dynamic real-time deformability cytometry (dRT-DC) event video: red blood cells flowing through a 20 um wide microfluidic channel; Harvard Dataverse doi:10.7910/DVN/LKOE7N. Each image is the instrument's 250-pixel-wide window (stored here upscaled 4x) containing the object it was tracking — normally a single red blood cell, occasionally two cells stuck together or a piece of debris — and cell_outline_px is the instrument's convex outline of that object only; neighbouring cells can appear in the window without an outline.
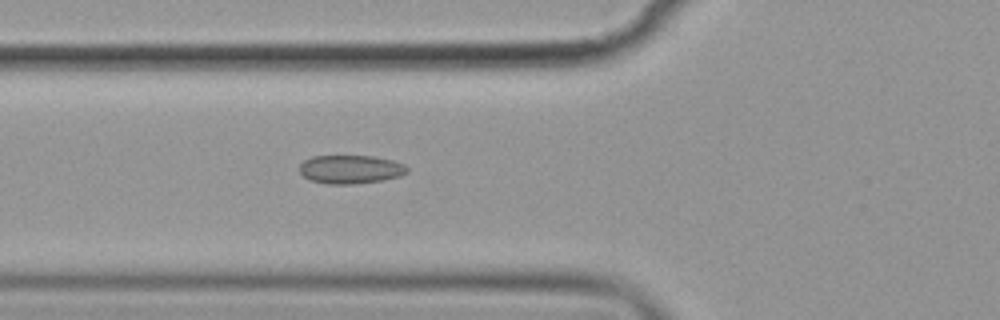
{"species": "common noctule bat (a hibernating species)", "species_latin": "Nyctalus noctula", "temperature_condition": "cold", "stored_images_in_passage": 6, "camera_frame_rate_fps": 3000, "um_per_image_px": 0.085, "animal": {"sex": "female", "body_mass_g": 19.9}, "frame": {"image": 1, "passage_image": 6, "time_ms": 6.667, "image_size_px": [1000, 320], "cell_outline_px": [[408, 172], [400, 176], [380, 180], [352, 184], [324, 184], [308, 180], [300, 172], [300, 164], [304, 160], [312, 156], [372, 156], [392, 160], [404, 164], [408, 168]], "centroid_in_image_um": [29.77, 14.39], "position_along_channel_um": 96.0, "area_um2": 17.92}}